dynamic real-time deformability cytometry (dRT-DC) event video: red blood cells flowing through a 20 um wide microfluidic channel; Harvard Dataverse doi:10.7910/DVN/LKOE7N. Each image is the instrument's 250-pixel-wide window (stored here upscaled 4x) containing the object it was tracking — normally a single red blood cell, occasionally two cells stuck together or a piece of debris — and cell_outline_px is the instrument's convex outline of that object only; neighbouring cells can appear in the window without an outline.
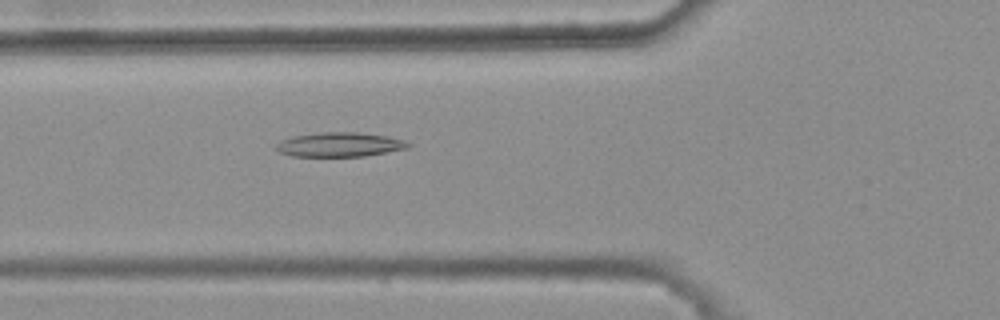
{"species": "common noctule bat (a hibernating species)", "species_latin": "Nyctalus noctula", "temperature_condition": "warm", "stored_images_in_passage": 3, "camera_frame_rate_fps": 3000, "um_per_image_px": 0.085, "animal": {"sex": "female", "body_mass_g": 25.1}, "frame": {"image": 1, "passage_image": 3, "time_ms": 0.667, "image_size_px": [1000, 320], "cell_outline_px": [[412, 144], [408, 148], [364, 156], [292, 156], [280, 152], [276, 148], [276, 144], [280, 140], [292, 136], [320, 132], [356, 132], [388, 136], [404, 140]], "centroid_in_image_um": [28.87, 12.28], "position_along_channel_um": 96.9, "area_um2": 18.73}}